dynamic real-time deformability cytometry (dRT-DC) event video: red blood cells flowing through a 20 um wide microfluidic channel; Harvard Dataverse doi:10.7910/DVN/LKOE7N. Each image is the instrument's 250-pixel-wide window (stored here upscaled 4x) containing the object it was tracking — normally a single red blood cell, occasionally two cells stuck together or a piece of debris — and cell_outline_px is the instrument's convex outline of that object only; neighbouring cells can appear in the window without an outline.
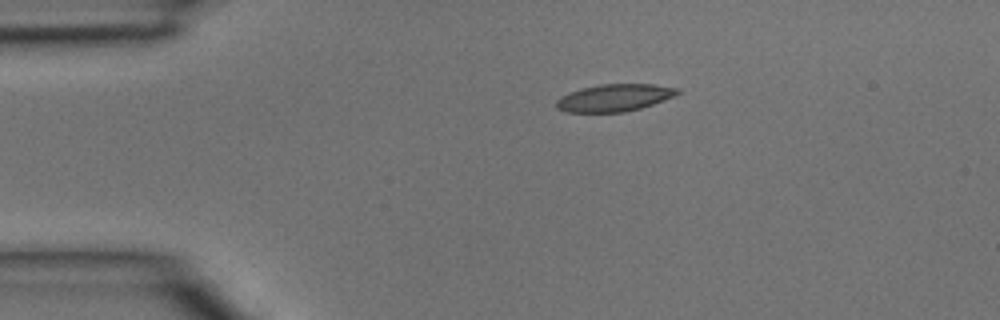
{"species": "common noctule bat (a hibernating species)", "species_latin": "Nyctalus noctula", "temperature_condition": "room temperature", "stored_images_in_passage": 1, "camera_frame_rate_fps": 3000, "um_per_image_px": 0.085, "animal": {"sex": "male", "body_mass_g": 15.6}, "frame": {"image": 1, "passage_image": 1, "time_ms": 0.0, "image_size_px": [1000, 320], "cell_outline_px": [[680, 92], [664, 100], [640, 108], [624, 112], [564, 112], [556, 108], [556, 100], [560, 96], [580, 88], [600, 84], [652, 84], [680, 88]], "centroid_in_image_um": [52.18, 8.3], "position_along_channel_um": 32.8, "area_um2": 19.25}}